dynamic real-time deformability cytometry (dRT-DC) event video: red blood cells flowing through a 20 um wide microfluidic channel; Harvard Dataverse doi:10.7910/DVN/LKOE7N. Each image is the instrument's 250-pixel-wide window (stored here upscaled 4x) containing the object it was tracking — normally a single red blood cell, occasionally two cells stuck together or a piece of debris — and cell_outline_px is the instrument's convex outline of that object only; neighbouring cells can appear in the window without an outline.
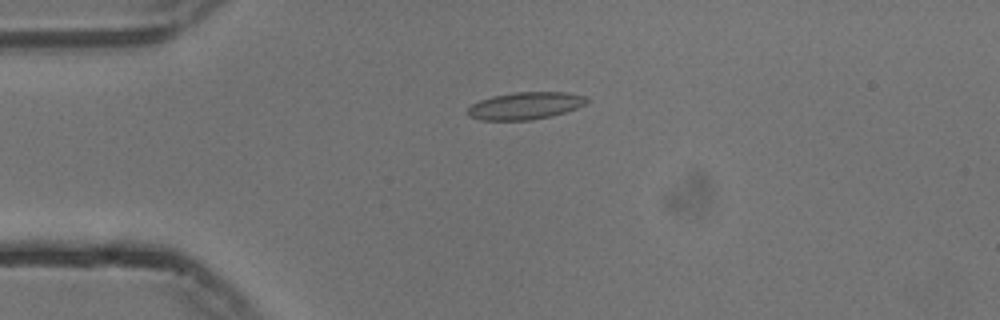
{"species": "common noctule bat (a hibernating species)", "species_latin": "Nyctalus noctula", "temperature_condition": "cold", "stored_images_in_passage": 35, "camera_frame_rate_fps": 3000, "um_per_image_px": 0.085, "animal": {"sex": "male", "body_mass_g": 13.3}, "frame": {"image": 1, "passage_image": 1, "time_ms": 0.0, "image_size_px": [1000, 320], "cell_outline_px": [[588, 100], [584, 104], [576, 108], [564, 112], [548, 116], [528, 120], [480, 120], [468, 116], [464, 112], [472, 104], [480, 100], [492, 96], [516, 92], [564, 92], [588, 96]], "centroid_in_image_um": [44.6, 8.98], "position_along_channel_um": 40.4, "area_um2": 18.84}}
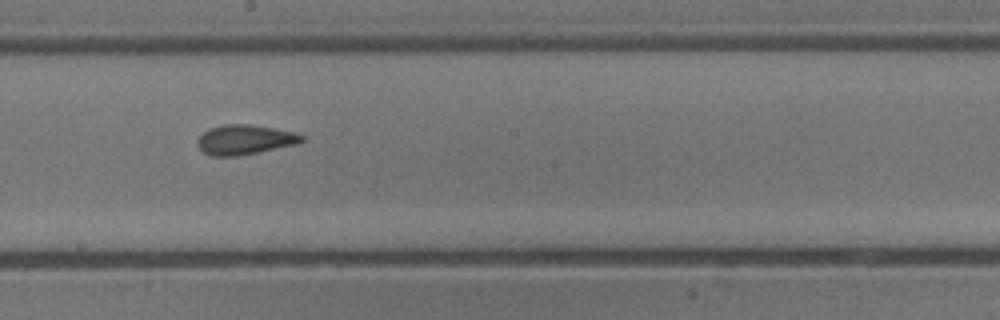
{"frame": {"image": 2, "passage_image": 18, "time_ms": 5.667, "image_size_px": [1000, 320], "cell_outline_px": [[304, 140], [296, 144], [260, 152], [236, 156], [212, 156], [204, 152], [196, 144], [196, 140], [208, 128], [224, 124], [248, 124], [296, 132], [304, 136]], "centroid_in_image_um": [20.79, 11.87], "position_along_channel_um": 227.4, "area_um2": 18.09}}
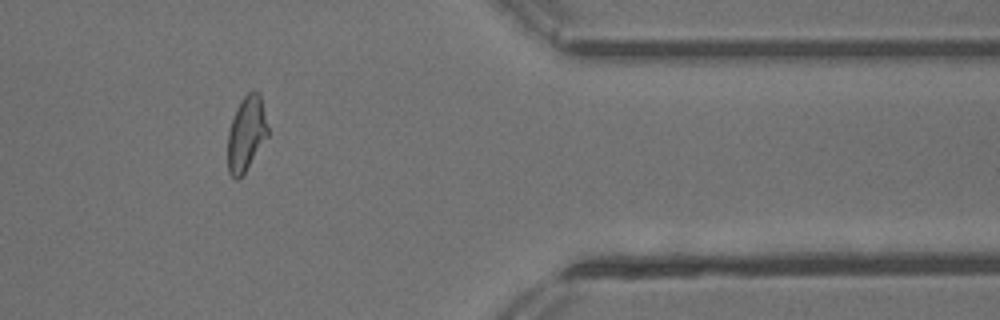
{"frame": {"image": 3, "passage_image": 33, "time_ms": 10.667, "image_size_px": [1000, 320], "cell_outline_px": [[268, 136], [244, 172], [236, 180], [228, 172], [228, 132], [236, 108], [240, 100], [248, 92], [260, 92], [268, 128]], "centroid_in_image_um": [20.93, 11.33], "position_along_channel_um": 390.5, "area_um2": 17.22}, "authors_computed_cell_mechanics": {"area_um2": 17.8602, "velocity_mm_per_s": 3.7407, "shape_relaxation_time_tau1_ms": 7.5859, "shape_relaxation_time_tau2_ms": 1.7982, "deformation_change_tau1": 0.1897, "deformation_change_tau2": 0.0835}}